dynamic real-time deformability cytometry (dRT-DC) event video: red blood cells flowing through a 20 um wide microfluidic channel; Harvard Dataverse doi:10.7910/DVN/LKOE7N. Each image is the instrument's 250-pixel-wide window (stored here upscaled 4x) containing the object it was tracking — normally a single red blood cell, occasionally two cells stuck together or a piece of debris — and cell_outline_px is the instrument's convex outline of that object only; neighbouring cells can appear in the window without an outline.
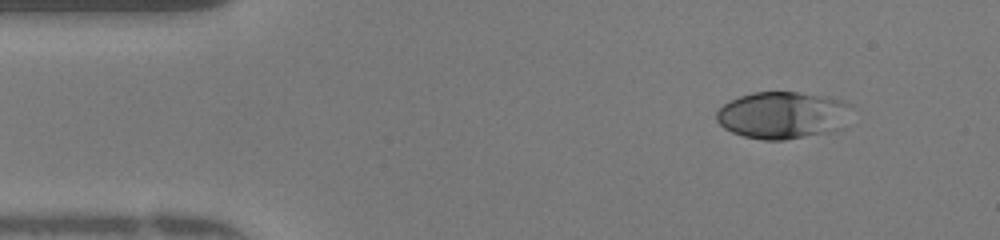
{"species": "human", "species_latin": "Homo sapiens", "temperature_condition": "warm", "stored_images_in_passage": 47, "camera_frame_rate_fps": 3000, "um_per_image_px": 0.085, "donor": {"sex": "female"}, "frame": {"image": 1, "passage_image": 5, "time_ms": 1.333, "image_size_px": [1000, 240], "cell_outline_px": [[852, 104], [844, 128], [784, 140], [764, 140], [744, 136], [732, 132], [724, 128], [716, 120], [716, 112], [724, 104], [740, 96], [752, 92], [796, 92], [844, 100]], "centroid_in_image_um": [66.52, 9.78], "position_along_channel_um": 18.5, "area_um2": 36.88}}
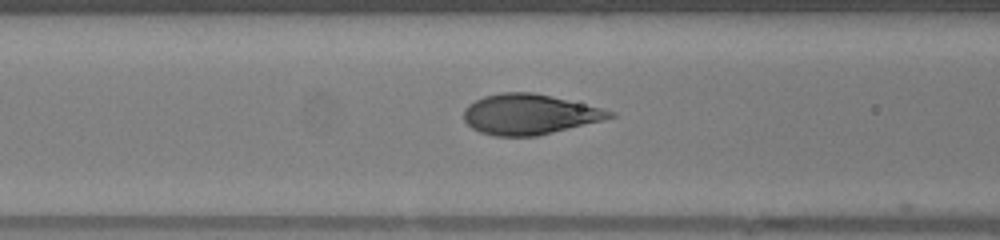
{"frame": {"image": 2, "passage_image": 18, "time_ms": 5.667, "image_size_px": [1000, 240], "cell_outline_px": [[616, 116], [536, 136], [492, 136], [480, 132], [472, 128], [464, 120], [464, 108], [468, 104], [484, 96], [500, 92], [532, 92], [552, 96], [616, 112]], "centroid_in_image_um": [44.93, 9.71], "position_along_channel_um": 121.7, "area_um2": 33.93}}
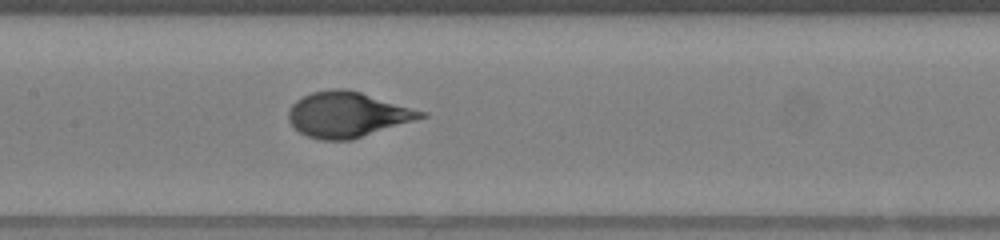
{"frame": {"image": 3, "passage_image": 22, "time_ms": 7.0, "image_size_px": [1000, 240], "cell_outline_px": [[428, 116], [352, 140], [320, 140], [308, 136], [300, 132], [288, 120], [288, 112], [292, 104], [296, 100], [312, 92], [332, 88], [344, 88], [360, 92], [428, 112]], "centroid_in_image_um": [29.55, 9.74], "position_along_channel_um": 177.9, "area_um2": 34.97}}